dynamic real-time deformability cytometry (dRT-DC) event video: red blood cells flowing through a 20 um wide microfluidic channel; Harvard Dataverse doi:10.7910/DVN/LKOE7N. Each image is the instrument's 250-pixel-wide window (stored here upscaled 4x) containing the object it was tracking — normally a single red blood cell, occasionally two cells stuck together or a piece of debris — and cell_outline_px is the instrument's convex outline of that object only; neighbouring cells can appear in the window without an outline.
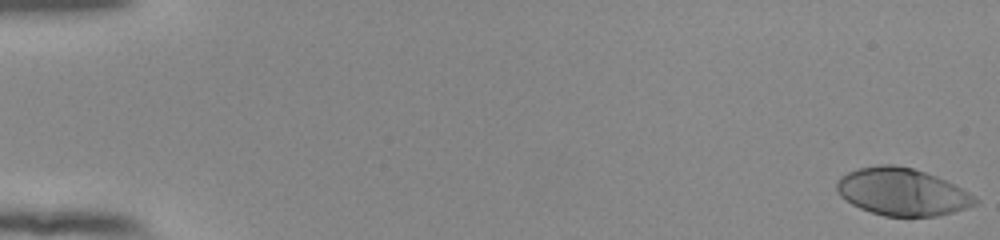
{"species": "human", "species_latin": "Homo sapiens", "temperature_condition": "room temperature", "stored_images_in_passage": 55, "camera_frame_rate_fps": 3000, "um_per_image_px": 0.085, "donor": {"sex": "female"}, "frame": {"image": 1, "passage_image": 1, "time_ms": 0.0, "image_size_px": [1000, 240], "cell_outline_px": [[980, 200], [976, 204], [952, 212], [936, 216], [884, 216], [860, 208], [852, 204], [840, 196], [836, 188], [836, 180], [840, 176], [848, 172], [860, 168], [880, 164], [892, 164], [912, 168], [936, 176], [968, 192]], "centroid_in_image_um": [76.64, 16.3], "position_along_channel_um": 8.4, "area_um2": 37.86}}
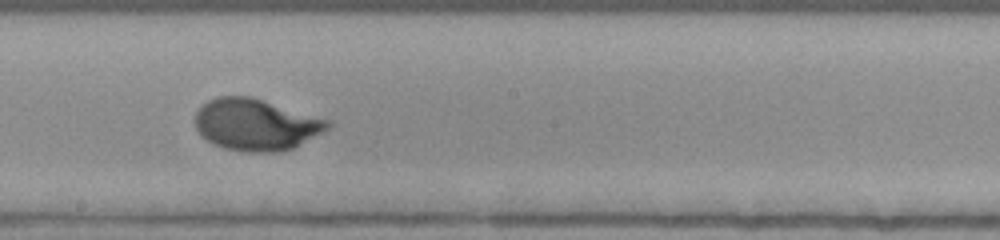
{"frame": {"image": 2, "passage_image": 32, "time_ms": 10.333, "image_size_px": [1000, 240], "cell_outline_px": [[332, 124], [328, 128], [292, 148], [272, 152], [248, 152], [224, 148], [212, 144], [200, 136], [196, 128], [196, 112], [200, 104], [216, 96], [252, 96], [332, 120]], "centroid_in_image_um": [21.72, 10.56], "position_along_channel_um": 226.5, "area_um2": 40.11}}
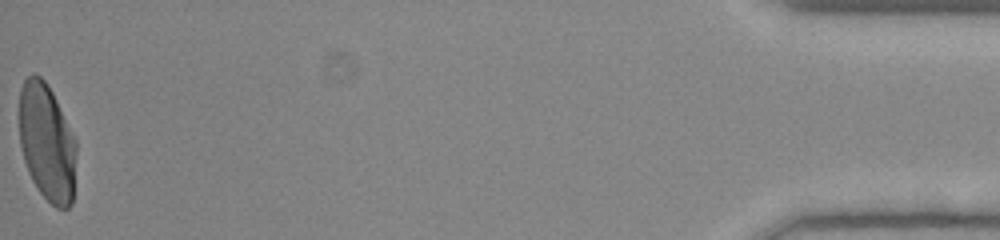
{"frame": {"image": 3, "passage_image": 55, "time_ms": 18.0, "image_size_px": [1000, 240], "cell_outline_px": [[76, 152], [72, 204], [68, 208], [56, 208], [40, 192], [32, 180], [28, 172], [20, 148], [20, 88], [24, 80], [32, 72], [36, 72], [48, 84], [76, 140]], "centroid_in_image_um": [3.98, 12.09], "position_along_channel_um": 431.2, "area_um2": 39.02}, "authors_computed_cell_mechanics": {"area_um2": 38.2636, "velocity_mm_per_s": 3.8485, "shape_relaxation_time_tau1_ms": 3.7988, "shape_relaxation_time_tau2_ms": null, "deformation_change_tau1": 0.2146, "deformation_change_tau2": null}}